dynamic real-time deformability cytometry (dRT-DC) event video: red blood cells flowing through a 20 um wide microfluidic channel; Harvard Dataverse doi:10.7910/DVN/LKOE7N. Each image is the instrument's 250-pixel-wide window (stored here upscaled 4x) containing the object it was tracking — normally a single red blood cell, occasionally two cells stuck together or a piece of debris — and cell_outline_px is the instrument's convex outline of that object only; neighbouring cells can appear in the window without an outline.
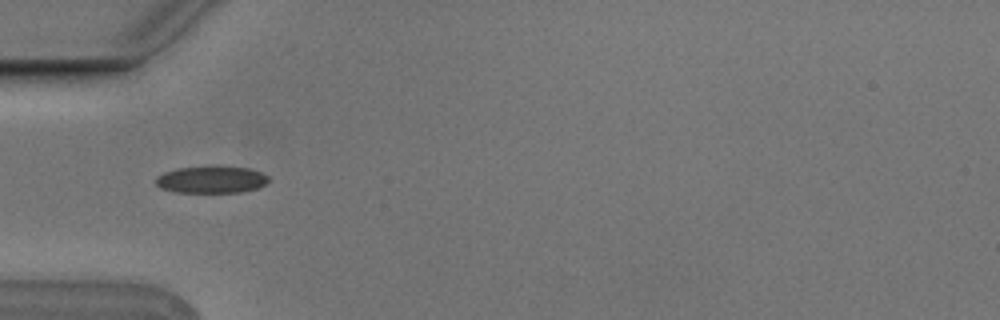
{"species": "Egyptian fruit bat (a non-hibernating species)", "species_latin": "Rousettus aegyptiacus", "temperature_condition": "cold", "stored_images_in_passage": 8, "camera_frame_rate_fps": 3000, "um_per_image_px": 0.085, "animal": {"sex": "male"}, "frame": {"image": 1, "passage_image": 6, "time_ms": 1.667, "image_size_px": [1000, 320], "cell_outline_px": [[268, 180], [264, 184], [256, 188], [240, 192], [176, 192], [160, 188], [156, 184], [156, 176], [164, 172], [176, 168], [212, 164], [220, 164], [248, 168], [260, 172], [268, 176]], "centroid_in_image_um": [17.93, 15.22], "position_along_channel_um": 67.1, "area_um2": 18.26}}
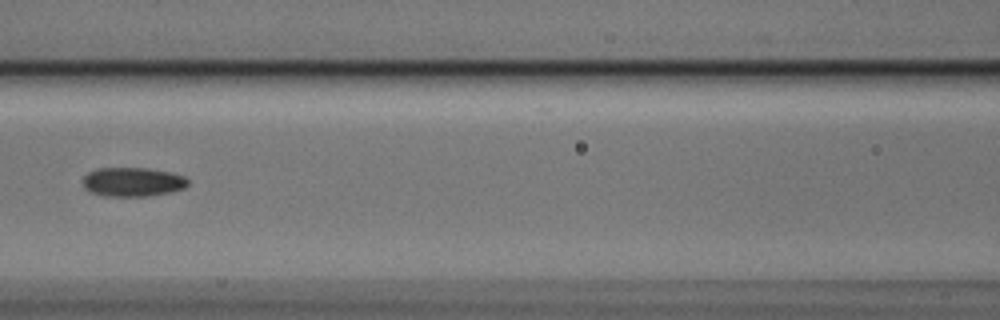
{"frame": {"image": 2, "passage_image": 8, "time_ms": 2.333, "image_size_px": [1000, 320], "cell_outline_px": [[188, 184], [184, 188], [172, 192], [148, 196], [104, 196], [88, 192], [84, 188], [84, 176], [88, 172], [96, 168], [148, 168], [172, 172], [184, 176], [188, 180]], "centroid_in_image_um": [11.28, 15.46], "position_along_channel_um": 155.3, "area_um2": 18.03}}